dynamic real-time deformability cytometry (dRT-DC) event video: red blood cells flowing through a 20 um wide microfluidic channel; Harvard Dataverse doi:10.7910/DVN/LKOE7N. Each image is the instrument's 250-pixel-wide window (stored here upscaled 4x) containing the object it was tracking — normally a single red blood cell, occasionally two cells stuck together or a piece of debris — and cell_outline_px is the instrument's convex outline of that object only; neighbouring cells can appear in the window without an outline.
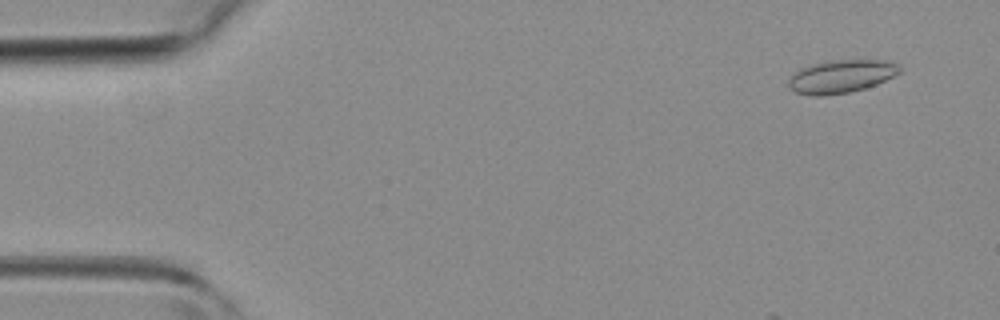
{"species": "common noctule bat (a hibernating species)", "species_latin": "Nyctalus noctula", "temperature_condition": "room temperature", "stored_images_in_passage": 5, "camera_frame_rate_fps": 3000, "um_per_image_px": 0.085, "animal": {"sex": "female", "body_mass_g": 19.3, "forearm_length_mm": 54.1}, "frame": {"image": 1, "passage_image": 1, "time_ms": 0.0, "image_size_px": [1000, 320], "cell_outline_px": [[900, 72], [876, 84], [864, 88], [848, 92], [824, 96], [812, 96], [796, 92], [788, 84], [788, 80], [800, 68], [812, 64], [828, 60], [880, 60], [900, 64]], "centroid_in_image_um": [71.48, 6.49], "position_along_channel_um": 13.5, "area_um2": 21.15}}
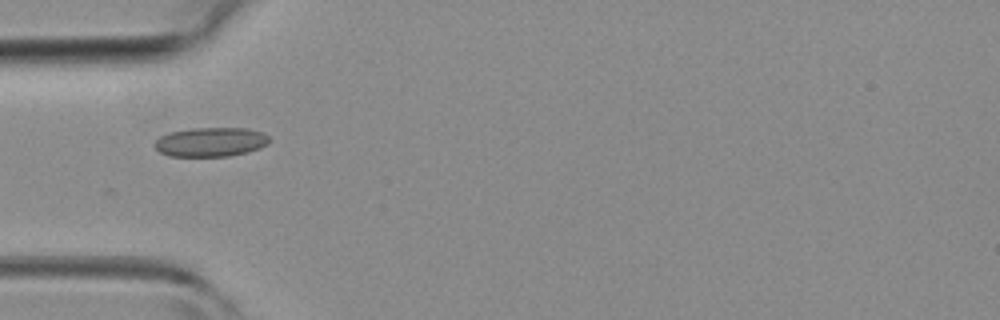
{"frame": {"image": 2, "passage_image": 4, "time_ms": 3.667, "image_size_px": [1000, 320], "cell_outline_px": [[272, 140], [268, 144], [260, 148], [248, 152], [228, 156], [168, 156], [160, 152], [152, 144], [160, 136], [168, 132], [192, 128], [248, 128], [260, 132], [268, 136]], "centroid_in_image_um": [17.91, 12.07], "position_along_channel_um": 67.1, "area_um2": 19.71}}
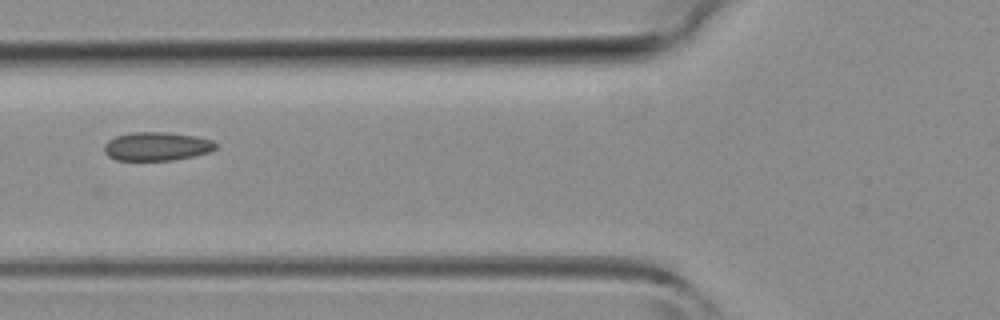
{"frame": {"image": 3, "passage_image": 5, "time_ms": 4.667, "image_size_px": [1000, 320], "cell_outline_px": [[216, 148], [208, 152], [192, 156], [172, 160], [116, 160], [108, 156], [104, 152], [104, 144], [108, 140], [116, 136], [132, 132], [164, 132], [196, 136], [212, 140], [216, 144]], "centroid_in_image_um": [13.29, 12.44], "position_along_channel_um": 112.5, "area_um2": 18.5}}